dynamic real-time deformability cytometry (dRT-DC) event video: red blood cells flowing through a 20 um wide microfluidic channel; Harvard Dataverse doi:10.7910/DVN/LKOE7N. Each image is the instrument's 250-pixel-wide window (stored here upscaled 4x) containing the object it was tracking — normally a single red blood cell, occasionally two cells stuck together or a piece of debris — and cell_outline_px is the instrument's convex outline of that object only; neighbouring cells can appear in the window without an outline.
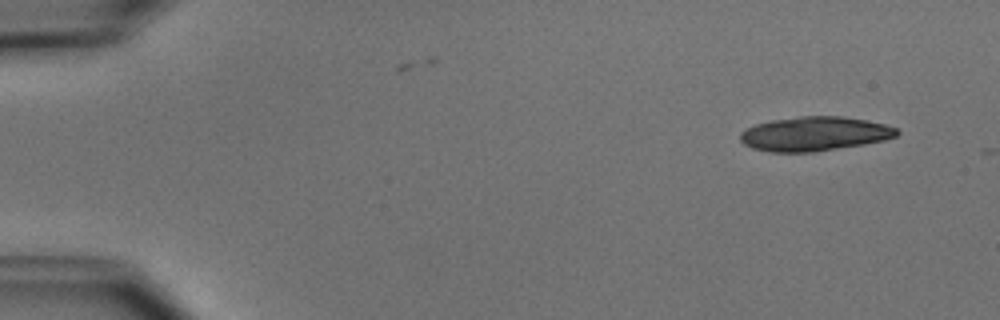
{"species": "common noctule bat (a hibernating species)", "species_latin": "Nyctalus noctula", "temperature_condition": "cold", "stored_images_in_passage": 4, "camera_frame_rate_fps": 3000, "um_per_image_px": 0.085, "animal": {"sex": "male", "body_mass_g": 15.6}, "frame": {"image": 1, "passage_image": 1, "time_ms": 0.0, "image_size_px": [1000, 320], "cell_outline_px": [[900, 132], [896, 136], [884, 140], [864, 144], [812, 152], [768, 152], [752, 148], [744, 144], [740, 140], [740, 132], [744, 128], [756, 124], [772, 120], [800, 116], [840, 116], [864, 120], [884, 124], [896, 128]], "centroid_in_image_um": [69.19, 11.38], "position_along_channel_um": 15.8, "area_um2": 31.21}}